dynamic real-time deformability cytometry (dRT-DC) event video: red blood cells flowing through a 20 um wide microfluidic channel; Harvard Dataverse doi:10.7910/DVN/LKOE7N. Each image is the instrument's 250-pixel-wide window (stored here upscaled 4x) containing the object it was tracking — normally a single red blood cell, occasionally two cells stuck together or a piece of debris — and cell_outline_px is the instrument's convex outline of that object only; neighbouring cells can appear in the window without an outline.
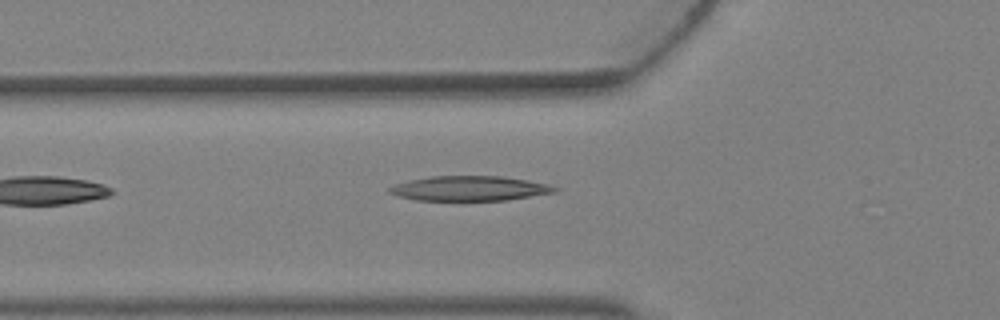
{"species": "Egyptian fruit bat (a non-hibernating species)", "species_latin": "Rousettus aegyptiacus", "temperature_condition": "warm", "stored_images_in_passage": 4, "camera_frame_rate_fps": 3000, "um_per_image_px": 0.085, "animal": {"sex": "female"}, "frame": {"image": 1, "passage_image": 4, "time_ms": 1.0, "image_size_px": [1000, 320], "cell_outline_px": [[560, 188], [556, 192], [508, 200], [416, 200], [396, 196], [388, 192], [388, 188], [396, 184], [408, 180], [432, 176], [504, 176], [528, 180], [548, 184]], "centroid_in_image_um": [39.92, 16.01], "position_along_channel_um": 85.9, "area_um2": 23.99}}